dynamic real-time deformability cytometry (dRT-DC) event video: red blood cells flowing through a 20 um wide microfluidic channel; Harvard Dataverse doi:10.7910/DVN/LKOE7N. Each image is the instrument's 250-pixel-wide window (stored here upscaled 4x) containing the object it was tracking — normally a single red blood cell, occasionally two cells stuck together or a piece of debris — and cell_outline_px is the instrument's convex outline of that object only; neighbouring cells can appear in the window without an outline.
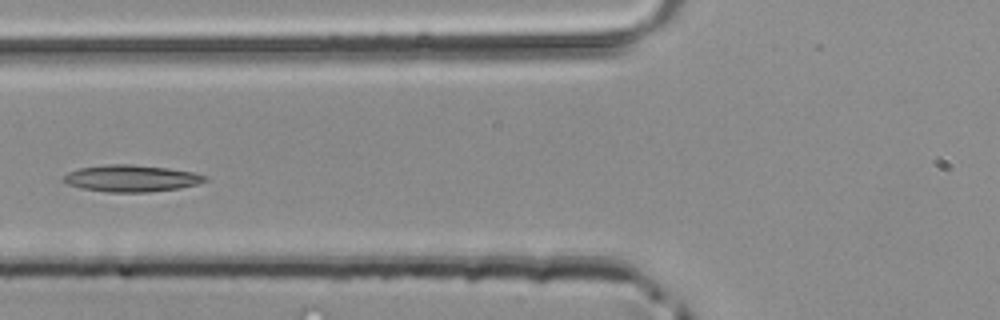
{"species": "common noctule bat (a hibernating species)", "species_latin": "Nyctalus noctula", "temperature_condition": "room temperature", "stored_images_in_passage": 4, "camera_frame_rate_fps": 3000, "um_per_image_px": 0.085, "animal": {"sex": "male", "body_mass_g": 20.4}, "frame": {"image": 1, "passage_image": 4, "time_ms": 1.0, "image_size_px": [1000, 320], "cell_outline_px": [[208, 180], [196, 184], [180, 188], [148, 192], [108, 192], [80, 188], [68, 184], [64, 180], [64, 176], [68, 172], [80, 168], [104, 164], [132, 164], [168, 168], [192, 172], [208, 176]], "centroid_in_image_um": [11.17, 15.15], "position_along_channel_um": 114.6, "area_um2": 22.02}}